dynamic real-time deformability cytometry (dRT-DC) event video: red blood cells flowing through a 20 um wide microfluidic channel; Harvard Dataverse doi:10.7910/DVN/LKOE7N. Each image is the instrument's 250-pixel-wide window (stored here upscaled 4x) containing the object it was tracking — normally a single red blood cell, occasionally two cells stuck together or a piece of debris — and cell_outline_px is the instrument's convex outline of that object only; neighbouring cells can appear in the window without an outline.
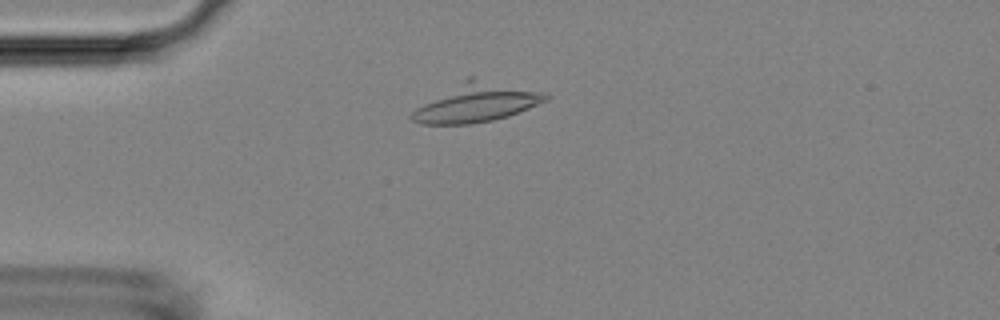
{"species": "Egyptian fruit bat (a non-hibernating species)", "species_latin": "Rousettus aegyptiacus", "temperature_condition": "room temperature", "stored_images_in_passage": 4, "camera_frame_rate_fps": 3000, "um_per_image_px": 0.085, "animal": {"sex": "female"}, "frame": {"image": 1, "passage_image": 4, "time_ms": 3.333, "image_size_px": [1000, 320], "cell_outline_px": [[552, 96], [548, 100], [508, 116], [492, 120], [472, 124], [420, 124], [412, 120], [408, 116], [416, 108], [468, 76], [472, 76], [548, 92]], "centroid_in_image_um": [40.55, 8.71], "position_along_channel_um": 44.4, "area_um2": 30.29}}